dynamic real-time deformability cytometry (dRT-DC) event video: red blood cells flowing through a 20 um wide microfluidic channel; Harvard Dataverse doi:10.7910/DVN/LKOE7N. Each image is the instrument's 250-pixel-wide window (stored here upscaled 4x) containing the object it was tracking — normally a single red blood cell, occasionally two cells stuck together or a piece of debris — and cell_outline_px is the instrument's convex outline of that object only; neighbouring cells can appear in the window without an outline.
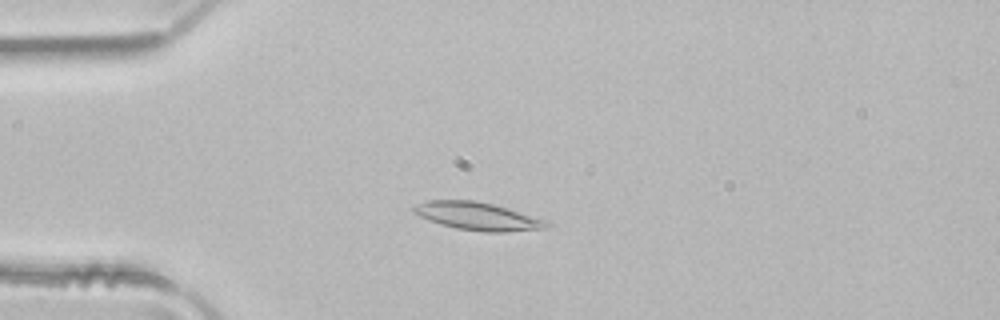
{"species": "common noctule bat (a hibernating species)", "species_latin": "Nyctalus noctula", "temperature_condition": "room temperature", "stored_images_in_passage": 3, "camera_frame_rate_fps": 3000, "um_per_image_px": 0.085, "animal": {"sex": "male", "body_mass_g": 21.5, "forearm_length_mm": 52.0}, "frame": {"image": 1, "passage_image": 3, "time_ms": 0.667, "image_size_px": [1000, 320], "cell_outline_px": [[552, 224], [548, 228], [504, 232], [484, 232], [456, 228], [440, 224], [420, 216], [412, 212], [412, 208], [416, 204], [428, 200], [476, 200], [492, 204], [548, 220]], "centroid_in_image_um": [40.62, 18.38], "position_along_channel_um": 44.4, "area_um2": 21.62}}